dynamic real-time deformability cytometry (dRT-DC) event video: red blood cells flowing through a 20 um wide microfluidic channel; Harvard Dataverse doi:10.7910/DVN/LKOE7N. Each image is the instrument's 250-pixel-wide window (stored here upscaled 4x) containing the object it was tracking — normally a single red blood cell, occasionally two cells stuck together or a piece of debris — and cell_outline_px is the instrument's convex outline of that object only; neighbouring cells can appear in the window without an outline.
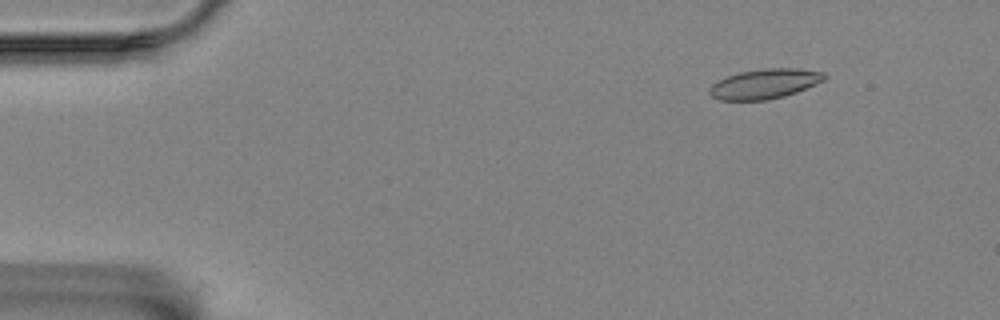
{"species": "Egyptian fruit bat (a non-hibernating species)", "species_latin": "Rousettus aegyptiacus", "temperature_condition": "room temperature", "stored_images_in_passage": 58, "camera_frame_rate_fps": 3000, "um_per_image_px": 0.085, "animal": {"sex": "female"}, "frame": {"image": 1, "passage_image": 7, "time_ms": 2.0, "image_size_px": [1000, 320], "cell_outline_px": [[828, 76], [824, 80], [796, 92], [784, 96], [768, 100], [720, 100], [712, 96], [708, 92], [708, 88], [712, 84], [728, 76], [740, 72], [764, 68], [796, 68], [824, 72]], "centroid_in_image_um": [65.0, 7.12], "position_along_channel_um": 20.0, "area_um2": 19.88}}
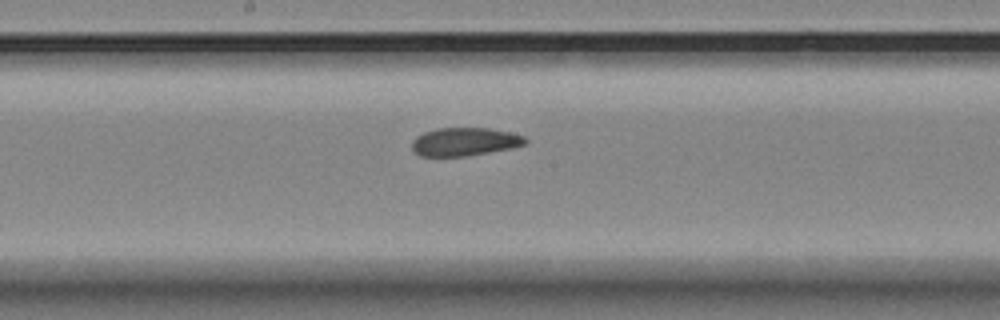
{"frame": {"image": 2, "passage_image": 31, "time_ms": 10.0, "image_size_px": [1000, 320], "cell_outline_px": [[528, 140], [524, 144], [512, 148], [464, 156], [420, 156], [412, 148], [412, 140], [416, 136], [424, 132], [436, 128], [488, 128], [508, 132], [524, 136]], "centroid_in_image_um": [39.47, 12.04], "position_along_channel_um": 208.7, "area_um2": 18.5}}
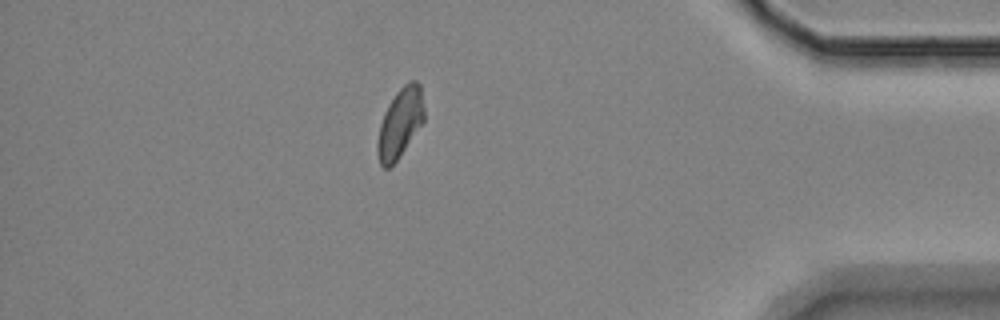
{"frame": {"image": 3, "passage_image": 51, "time_ms": 16.667, "image_size_px": [1000, 320], "cell_outline_px": [[424, 120], [396, 160], [388, 168], [384, 168], [380, 164], [376, 152], [376, 144], [380, 124], [384, 112], [388, 104], [396, 92], [408, 80], [416, 80], [420, 84], [424, 108]], "centroid_in_image_um": [33.98, 10.42], "position_along_channel_um": 401.2, "area_um2": 18.73}, "authors_computed_cell_mechanics": {"area_um2": 19.4786, "velocity_mm_per_s": 3.4281, "shape_relaxation_time_tau1_ms": null, "shape_relaxation_time_tau2_ms": 2.3859, "deformation_change_tau1": null, "deformation_change_tau2": 0.0889}}